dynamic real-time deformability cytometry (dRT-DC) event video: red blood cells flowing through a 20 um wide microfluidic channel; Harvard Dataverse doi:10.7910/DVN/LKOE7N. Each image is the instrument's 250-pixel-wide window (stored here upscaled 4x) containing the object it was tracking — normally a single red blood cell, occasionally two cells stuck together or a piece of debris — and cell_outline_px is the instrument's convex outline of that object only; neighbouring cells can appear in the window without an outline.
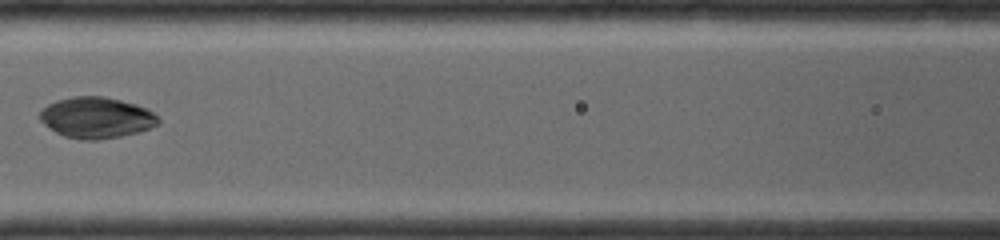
{"species": "common noctule bat (a hibernating species)", "species_latin": "Nyctalus noctula", "temperature_condition": "room temperature", "stored_images_in_passage": 15, "camera_frame_rate_fps": 4000, "um_per_image_px": 0.085, "animal": {"sex": "female", "body_mass_g": 19.0, "forearm_length_mm": 56.7}, "frame": {"image": 1, "passage_image": 5, "time_ms": 2.75, "image_size_px": [1000, 240], "cell_outline_px": [[160, 124], [140, 132], [120, 136], [96, 140], [80, 140], [64, 136], [56, 132], [44, 124], [40, 120], [40, 112], [48, 104], [56, 100], [72, 96], [104, 96], [136, 104], [148, 108], [160, 120]], "centroid_in_image_um": [8.21, 10.0], "position_along_channel_um": 158.4, "area_um2": 28.44}}
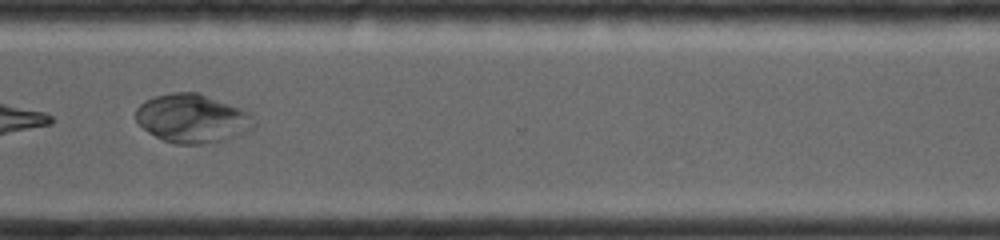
{"frame": {"image": 2, "passage_image": 13, "time_ms": 7.25, "image_size_px": [1000, 240], "cell_outline_px": [[256, 128], [220, 140], [200, 144], [176, 144], [164, 140], [148, 132], [136, 120], [136, 108], [144, 100], [156, 96], [172, 92], [200, 92], [248, 112], [256, 124]], "centroid_in_image_um": [16.32, 10.05], "position_along_channel_um": 354.3, "area_um2": 33.12}}